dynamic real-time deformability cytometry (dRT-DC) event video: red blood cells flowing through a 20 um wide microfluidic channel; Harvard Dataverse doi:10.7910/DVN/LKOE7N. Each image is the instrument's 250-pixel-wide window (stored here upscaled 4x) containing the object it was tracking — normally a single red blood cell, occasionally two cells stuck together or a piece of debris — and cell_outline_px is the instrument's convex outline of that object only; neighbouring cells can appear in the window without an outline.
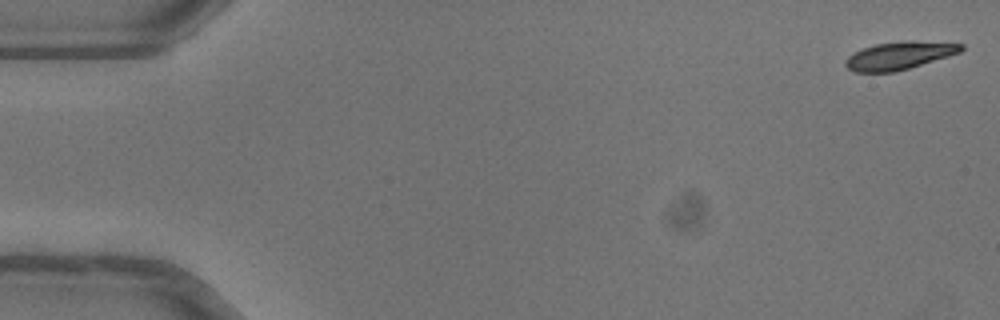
{"species": "common noctule bat (a hibernating species)", "species_latin": "Nyctalus noctula", "temperature_condition": "warm", "stored_images_in_passage": 51, "camera_frame_rate_fps": 3000, "um_per_image_px": 0.085, "animal": {"sex": "female"}, "frame": {"image": 1, "passage_image": 1, "time_ms": 0.0, "image_size_px": [1000, 320], "cell_outline_px": [[964, 48], [960, 52], [948, 56], [908, 68], [892, 72], [856, 72], [848, 68], [844, 64], [844, 60], [848, 56], [864, 48], [876, 44], [908, 40], [912, 40], [964, 44]], "centroid_in_image_um": [76.44, 4.72], "position_along_channel_um": 8.6, "area_um2": 18.5}}
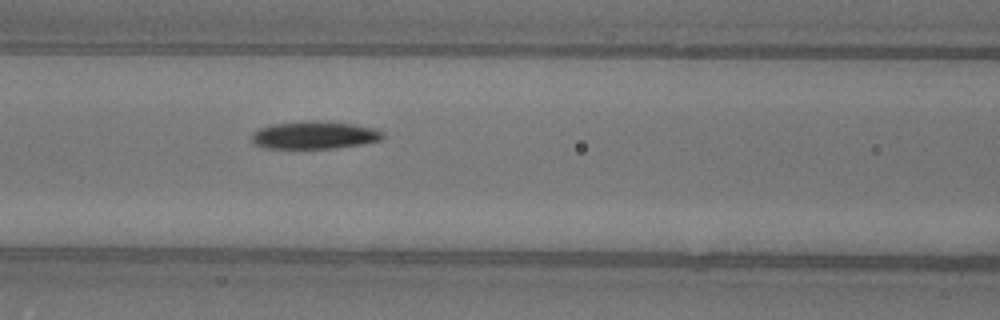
{"frame": {"image": 2, "passage_image": 22, "time_ms": 7.0, "image_size_px": [1000, 320], "cell_outline_px": [[384, 140], [364, 144], [336, 148], [264, 148], [256, 144], [252, 140], [252, 132], [260, 128], [272, 124], [308, 120], [328, 120], [356, 124], [376, 128], [384, 132]], "centroid_in_image_um": [26.81, 11.47], "position_along_channel_um": 139.8, "area_um2": 21.68}}
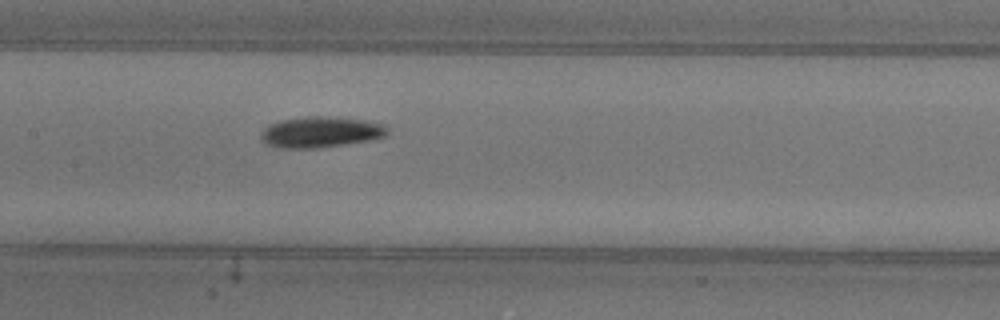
{"frame": {"image": 3, "passage_image": 25, "time_ms": 8.0, "image_size_px": [1000, 320], "cell_outline_px": [[388, 136], [368, 140], [344, 144], [316, 148], [280, 148], [268, 144], [260, 136], [260, 132], [268, 124], [280, 120], [308, 116], [328, 116], [364, 120], [388, 124]], "centroid_in_image_um": [27.28, 11.21], "position_along_channel_um": 180.1, "area_um2": 22.89}, "authors_computed_cell_mechanics": {"area_um2": 20.3456, "velocity_mm_per_s": 4.0279, "shape_relaxation_time_tau1_ms": 2.5583, "shape_relaxation_time_tau2_ms": 3.8941, "deformation_change_tau1": 0.1178, "deformation_change_tau2": 0.0741}}